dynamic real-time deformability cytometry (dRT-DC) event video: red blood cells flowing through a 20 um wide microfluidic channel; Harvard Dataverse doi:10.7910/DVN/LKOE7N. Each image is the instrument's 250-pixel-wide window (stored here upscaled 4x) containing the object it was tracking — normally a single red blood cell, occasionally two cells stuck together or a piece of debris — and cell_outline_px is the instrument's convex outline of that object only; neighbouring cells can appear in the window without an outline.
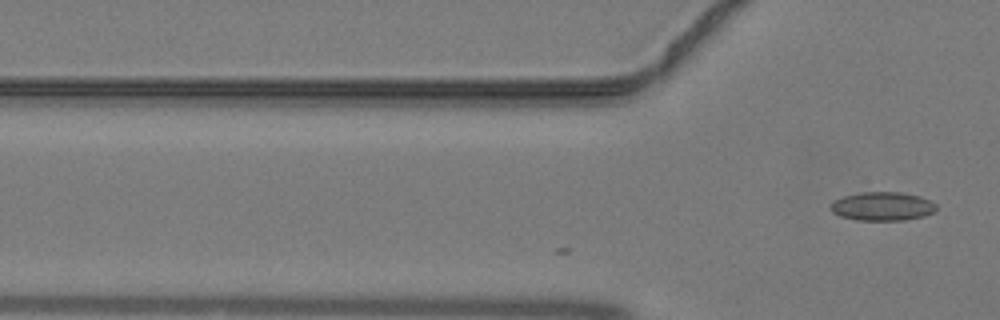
{"species": "common noctule bat (a hibernating species)", "species_latin": "Nyctalus noctula", "temperature_condition": "warm", "stored_images_in_passage": 8, "camera_frame_rate_fps": 3000, "um_per_image_px": 0.085, "animal": {"sex": "male", "body_mass_g": 19.2, "forearm_length_mm": 51.8}, "frame": {"image": 1, "passage_image": 8, "time_ms": 2.333, "image_size_px": [1000, 320], "cell_outline_px": [[936, 212], [924, 216], [904, 220], [856, 220], [840, 216], [832, 212], [828, 208], [828, 204], [844, 196], [860, 192], [900, 192], [920, 196], [936, 204]], "centroid_in_image_um": [74.98, 17.54], "position_along_channel_um": 50.8, "area_um2": 17.8}}